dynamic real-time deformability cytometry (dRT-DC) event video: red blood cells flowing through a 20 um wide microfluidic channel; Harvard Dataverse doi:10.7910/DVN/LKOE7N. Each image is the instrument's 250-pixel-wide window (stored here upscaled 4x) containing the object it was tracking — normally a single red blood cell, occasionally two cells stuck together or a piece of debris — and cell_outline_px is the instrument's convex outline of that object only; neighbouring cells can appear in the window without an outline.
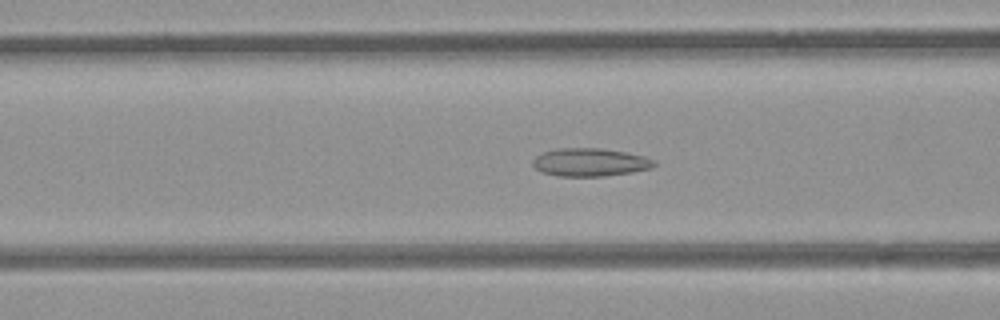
{"species": "common noctule bat (a hibernating species)", "species_latin": "Nyctalus noctula", "temperature_condition": "room temperature", "stored_images_in_passage": 45, "camera_frame_rate_fps": 3000, "um_per_image_px": 0.085, "animal": {"sex": "female", "body_mass_g": 21.9}, "frame": {"image": 1, "passage_image": 20, "time_ms": 6.333, "image_size_px": [1000, 320], "cell_outline_px": [[656, 164], [652, 168], [632, 172], [604, 176], [556, 176], [540, 172], [532, 164], [532, 160], [536, 156], [544, 152], [556, 148], [600, 148], [624, 152], [644, 156], [656, 160]], "centroid_in_image_um": [50.14, 13.79], "position_along_channel_um": 116.5, "area_um2": 19.94}}
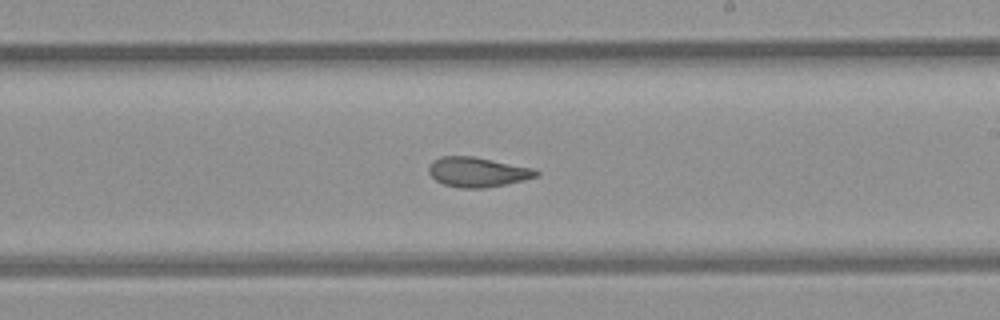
{"frame": {"image": 2, "passage_image": 30, "time_ms": 9.667, "image_size_px": [1000, 320], "cell_outline_px": [[540, 176], [524, 180], [484, 188], [460, 188], [444, 184], [436, 180], [428, 172], [428, 168], [432, 160], [440, 156], [472, 156], [536, 168], [540, 172]], "centroid_in_image_um": [40.62, 14.61], "position_along_channel_um": 248.4, "area_um2": 18.79}}
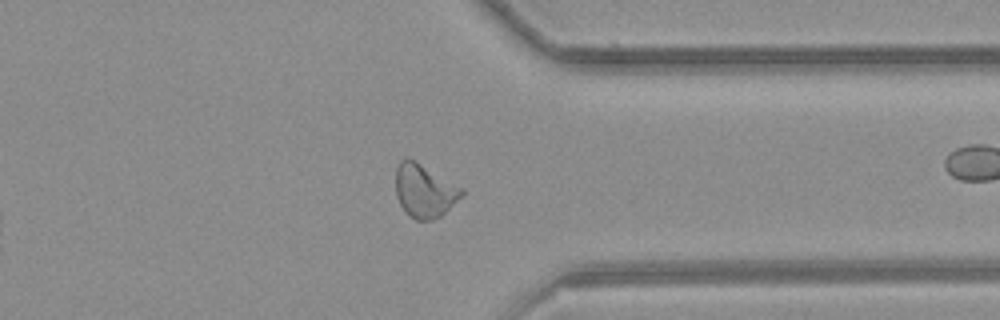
{"frame": {"image": 3, "passage_image": 40, "time_ms": 13.0, "image_size_px": [1000, 320], "cell_outline_px": [[464, 192], [440, 216], [432, 220], [416, 220], [408, 216], [400, 204], [396, 196], [396, 168], [400, 160], [412, 160], [420, 164], [464, 188]], "centroid_in_image_um": [36.05, 16.24], "position_along_channel_um": 375.4, "area_um2": 20.0}, "authors_computed_cell_mechanics": {"area_um2": 19.9988, "velocity_mm_per_s": 3.9557, "shape_relaxation_time_tau1_ms": null, "shape_relaxation_time_tau2_ms": 2.2866, "deformation_change_tau1": null, "deformation_change_tau2": 0.0788}}